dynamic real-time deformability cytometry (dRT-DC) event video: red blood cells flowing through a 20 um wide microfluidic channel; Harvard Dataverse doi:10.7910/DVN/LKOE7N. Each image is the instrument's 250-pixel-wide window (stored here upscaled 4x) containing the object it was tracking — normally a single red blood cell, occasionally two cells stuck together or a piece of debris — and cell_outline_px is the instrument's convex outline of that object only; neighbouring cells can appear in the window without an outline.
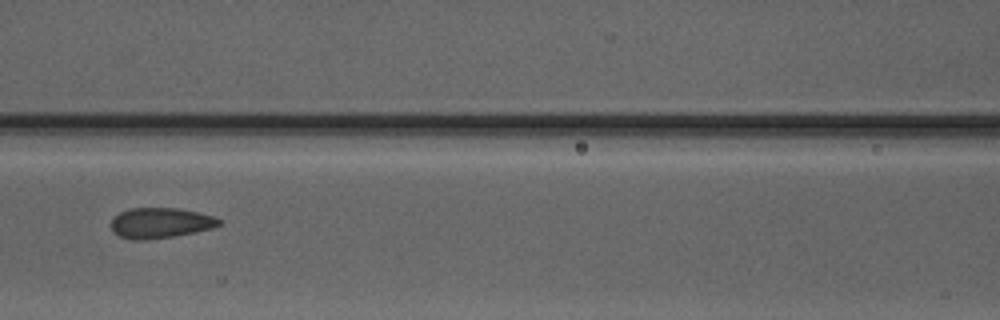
{"species": "Egyptian fruit bat (a non-hibernating species)", "species_latin": "Rousettus aegyptiacus", "temperature_condition": "warm", "stored_images_in_passage": 3, "camera_frame_rate_fps": 3000, "um_per_image_px": 0.085, "animal": {"sex": "male"}, "frame": {"image": 1, "passage_image": 3, "time_ms": 2.333, "image_size_px": [1000, 320], "cell_outline_px": [[220, 224], [212, 228], [196, 232], [172, 236], [144, 240], [132, 240], [120, 236], [112, 232], [112, 216], [128, 208], [180, 208], [216, 216], [220, 220]], "centroid_in_image_um": [13.62, 18.94], "position_along_channel_um": 153.0, "area_um2": 19.25}}